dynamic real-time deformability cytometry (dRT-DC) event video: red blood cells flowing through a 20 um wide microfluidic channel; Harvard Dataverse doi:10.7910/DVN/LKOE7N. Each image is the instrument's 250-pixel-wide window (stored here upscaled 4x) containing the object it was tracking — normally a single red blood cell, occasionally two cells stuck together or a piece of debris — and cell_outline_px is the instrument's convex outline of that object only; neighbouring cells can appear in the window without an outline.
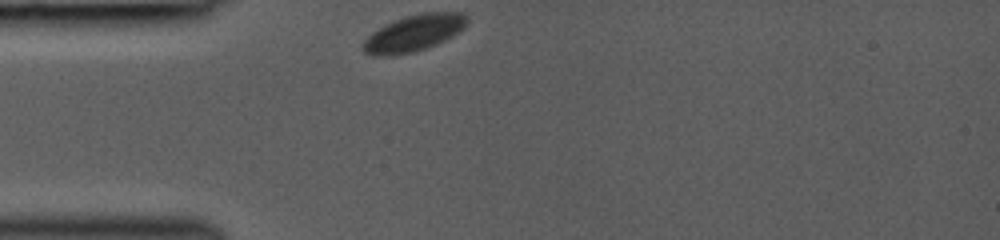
{"species": "common noctule bat (a hibernating species)", "species_latin": "Nyctalus noctula", "temperature_condition": "room temperature", "stored_images_in_passage": 29, "camera_frame_rate_fps": 3000, "um_per_image_px": 0.085, "animal": {"sex": "female", "body_mass_g": 19.0, "forearm_length_mm": 53.3}, "frame": {"image": 1, "passage_image": 1, "time_ms": 0.0, "image_size_px": [1000, 240], "cell_outline_px": [[468, 24], [464, 28], [452, 36], [436, 44], [412, 52], [384, 56], [372, 56], [364, 52], [360, 48], [360, 44], [372, 32], [384, 24], [404, 16], [424, 12], [460, 12], [468, 16]], "centroid_in_image_um": [35.15, 2.8], "position_along_channel_um": 49.9, "area_um2": 22.25}}
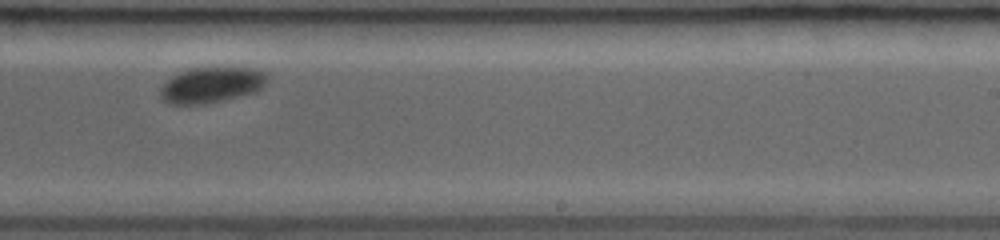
{"frame": {"image": 2, "passage_image": 18, "time_ms": 6.0, "image_size_px": [1000, 240], "cell_outline_px": [[268, 80], [256, 92], [208, 104], [168, 104], [160, 100], [160, 88], [172, 76], [180, 72], [192, 68], [256, 68], [264, 72], [268, 76]], "centroid_in_image_um": [17.96, 7.24], "position_along_channel_um": 271.0, "area_um2": 22.31}}
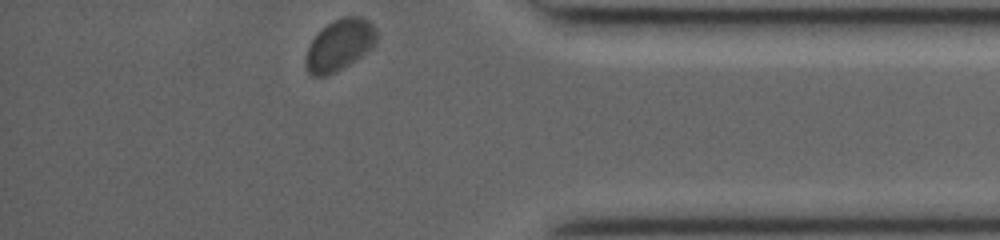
{"frame": {"image": 3, "passage_image": 29, "time_ms": 9.667, "image_size_px": [1000, 240], "cell_outline_px": [[376, 44], [372, 48], [336, 72], [324, 76], [312, 76], [308, 72], [304, 64], [304, 60], [308, 48], [312, 40], [328, 24], [344, 16], [360, 16], [368, 20], [376, 28]], "centroid_in_image_um": [28.86, 3.83], "position_along_channel_um": 406.3, "area_um2": 20.92}}